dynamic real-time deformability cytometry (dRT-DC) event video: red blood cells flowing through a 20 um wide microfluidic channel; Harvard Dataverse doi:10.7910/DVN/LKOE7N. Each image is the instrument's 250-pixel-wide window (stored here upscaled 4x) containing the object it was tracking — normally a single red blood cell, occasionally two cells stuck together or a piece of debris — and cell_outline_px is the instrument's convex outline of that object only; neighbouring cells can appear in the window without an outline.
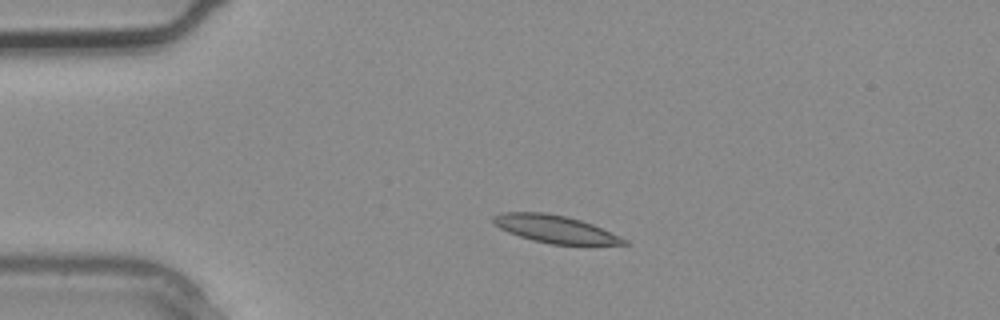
{"species": "common noctule bat (a hibernating species)", "species_latin": "Nyctalus noctula", "temperature_condition": "warm", "stored_images_in_passage": 1, "camera_frame_rate_fps": 3000, "um_per_image_px": 0.085, "animal": {"sex": "male", "body_mass_g": 20.4}, "frame": {"image": 1, "passage_image": 1, "time_ms": 0.0, "image_size_px": [1000, 320], "cell_outline_px": [[628, 244], [552, 244], [532, 240], [508, 232], [500, 228], [492, 220], [492, 216], [500, 212], [544, 212], [564, 216], [580, 220], [592, 224], [620, 236], [628, 240]], "centroid_in_image_um": [47.15, 19.46], "position_along_channel_um": 37.8, "area_um2": 20.69}}